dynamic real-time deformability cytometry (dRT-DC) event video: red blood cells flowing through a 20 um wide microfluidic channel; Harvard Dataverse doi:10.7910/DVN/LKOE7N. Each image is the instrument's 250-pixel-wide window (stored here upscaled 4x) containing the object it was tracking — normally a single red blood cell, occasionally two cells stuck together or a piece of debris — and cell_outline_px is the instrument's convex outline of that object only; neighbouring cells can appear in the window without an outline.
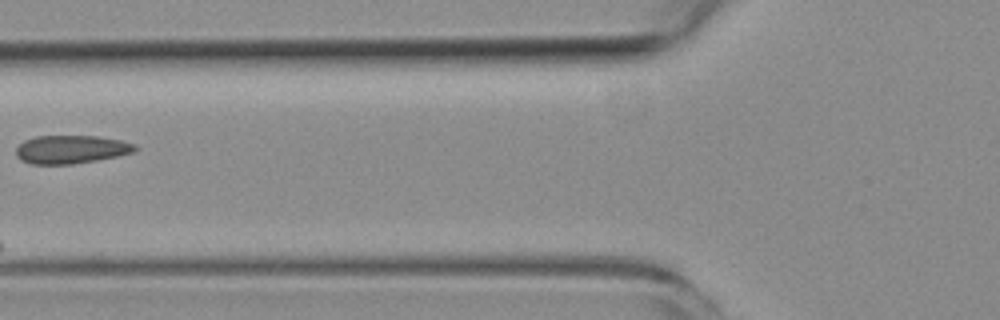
{"species": "common noctule bat (a hibernating species)", "species_latin": "Nyctalus noctula", "temperature_condition": "room temperature", "stored_images_in_passage": 7, "camera_frame_rate_fps": 3000, "um_per_image_px": 0.085, "animal": {"sex": "female", "body_mass_g": 19.3, "forearm_length_mm": 54.1}, "frame": {"image": 1, "passage_image": 5, "time_ms": 5.667, "image_size_px": [1000, 320], "cell_outline_px": [[140, 148], [136, 152], [96, 160], [72, 164], [32, 164], [20, 160], [16, 156], [16, 148], [24, 140], [36, 136], [100, 136], [120, 140], [136, 144]], "centroid_in_image_um": [6.07, 12.69], "position_along_channel_um": 119.7, "area_um2": 19.77}}